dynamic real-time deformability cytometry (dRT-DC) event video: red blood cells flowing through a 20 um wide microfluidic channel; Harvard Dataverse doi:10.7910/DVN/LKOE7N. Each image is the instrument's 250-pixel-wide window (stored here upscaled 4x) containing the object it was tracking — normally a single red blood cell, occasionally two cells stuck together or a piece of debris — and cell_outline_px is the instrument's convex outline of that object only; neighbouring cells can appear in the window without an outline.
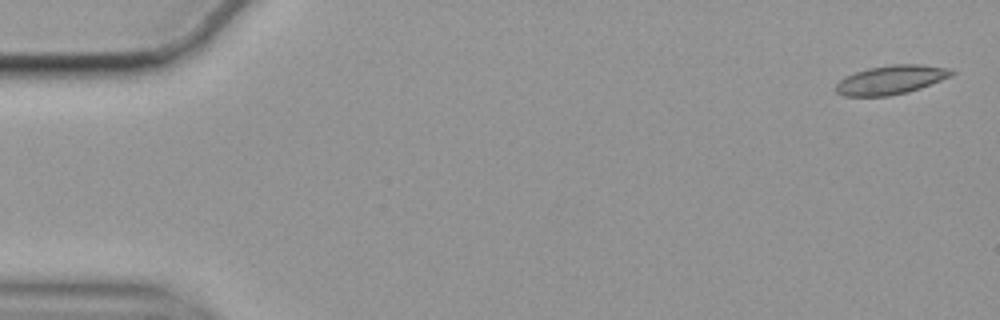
{"species": "common noctule bat (a hibernating species)", "species_latin": "Nyctalus noctula", "temperature_condition": "cold", "stored_images_in_passage": 56, "camera_frame_rate_fps": 3000, "um_per_image_px": 0.085, "animal": {"sex": "female", "body_mass_g": 19.9}, "frame": {"image": 1, "passage_image": 1, "time_ms": 0.0, "image_size_px": [1000, 320], "cell_outline_px": [[956, 72], [952, 76], [920, 88], [908, 92], [888, 96], [844, 96], [836, 92], [832, 88], [844, 76], [868, 68], [892, 64], [920, 64], [948, 68]], "centroid_in_image_um": [75.71, 6.78], "position_along_channel_um": 9.3, "area_um2": 19.65}}
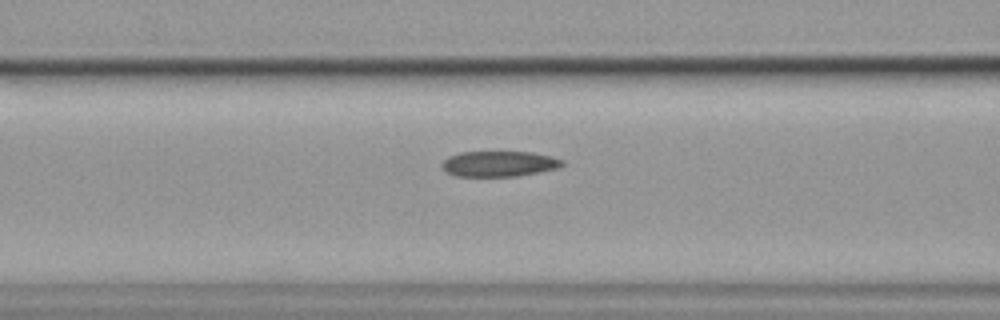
{"frame": {"image": 2, "passage_image": 22, "time_ms": 7.0, "image_size_px": [1000, 320], "cell_outline_px": [[564, 164], [560, 168], [520, 176], [456, 176], [448, 172], [440, 164], [448, 156], [460, 152], [532, 152], [552, 156], [564, 160]], "centroid_in_image_um": [42.47, 13.92], "position_along_channel_um": 124.1, "area_um2": 18.03}}
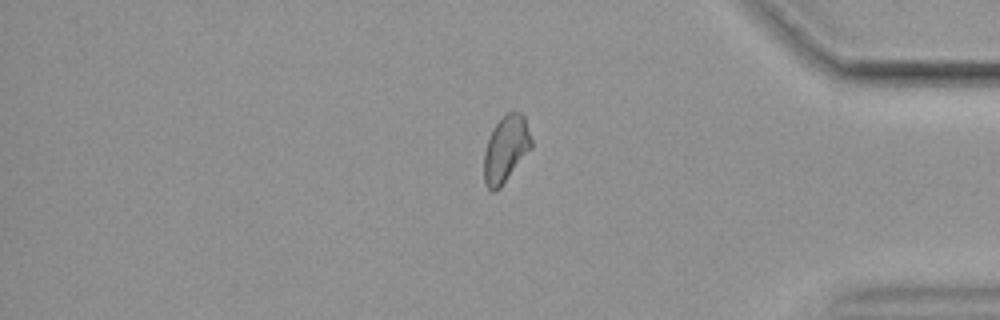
{"frame": {"image": 3, "passage_image": 47, "time_ms": 15.333, "image_size_px": [1000, 320], "cell_outline_px": [[532, 148], [500, 188], [496, 192], [492, 192], [488, 188], [484, 180], [484, 152], [488, 140], [496, 124], [508, 112], [520, 112], [524, 116], [532, 140]], "centroid_in_image_um": [43.0, 12.7], "position_along_channel_um": 392.2, "area_um2": 18.21}}